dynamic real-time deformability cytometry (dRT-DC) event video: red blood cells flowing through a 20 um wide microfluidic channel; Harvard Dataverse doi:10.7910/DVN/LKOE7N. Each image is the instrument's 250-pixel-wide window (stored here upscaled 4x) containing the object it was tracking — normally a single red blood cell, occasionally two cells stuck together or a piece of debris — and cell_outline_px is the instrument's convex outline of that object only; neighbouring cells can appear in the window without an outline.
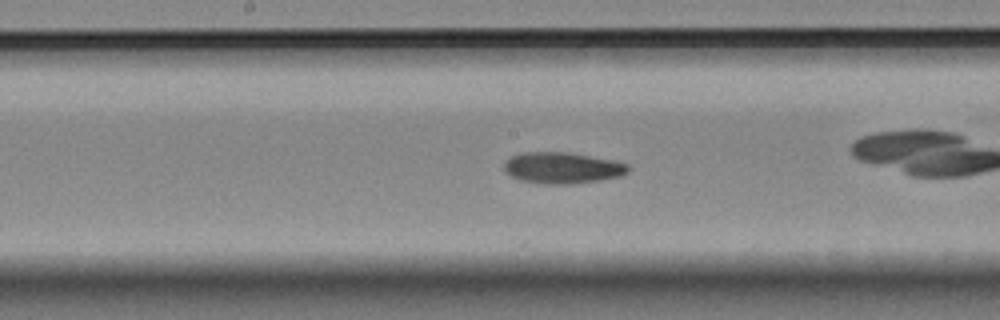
{"species": "Egyptian fruit bat (a non-hibernating species)", "species_latin": "Rousettus aegyptiacus", "temperature_condition": "room temperature", "stored_images_in_passage": 49, "camera_frame_rate_fps": 3000, "um_per_image_px": 0.085, "animal": {"sex": "female"}, "frame": {"image": 1, "passage_image": 28, "time_ms": 9.0, "image_size_px": [1000, 320], "cell_outline_px": [[628, 172], [624, 176], [600, 180], [572, 184], [544, 184], [520, 180], [512, 176], [504, 168], [504, 160], [520, 152], [568, 152], [612, 160], [628, 164]], "centroid_in_image_um": [47.8, 14.27], "position_along_channel_um": 200.4, "area_um2": 22.66}}
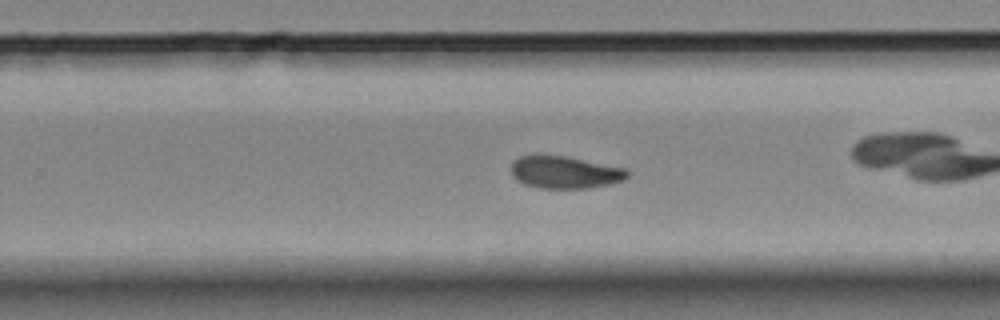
{"frame": {"image": 2, "passage_image": 35, "time_ms": 11.333, "image_size_px": [1000, 320], "cell_outline_px": [[628, 176], [624, 180], [608, 184], [588, 188], [540, 188], [524, 184], [516, 180], [512, 176], [512, 160], [520, 156], [564, 156], [624, 168], [628, 172]], "centroid_in_image_um": [47.98, 14.66], "position_along_channel_um": 281.8, "area_um2": 21.56}, "authors_computed_cell_mechanics": {"area_um2": 21.7906, "velocity_mm_per_s": 3.5013, "shape_relaxation_time_tau1_ms": 6.1781, "shape_relaxation_time_tau2_ms": 4.0637, "deformation_change_tau1": 0.1752, "deformation_change_tau2": 0.0907}}